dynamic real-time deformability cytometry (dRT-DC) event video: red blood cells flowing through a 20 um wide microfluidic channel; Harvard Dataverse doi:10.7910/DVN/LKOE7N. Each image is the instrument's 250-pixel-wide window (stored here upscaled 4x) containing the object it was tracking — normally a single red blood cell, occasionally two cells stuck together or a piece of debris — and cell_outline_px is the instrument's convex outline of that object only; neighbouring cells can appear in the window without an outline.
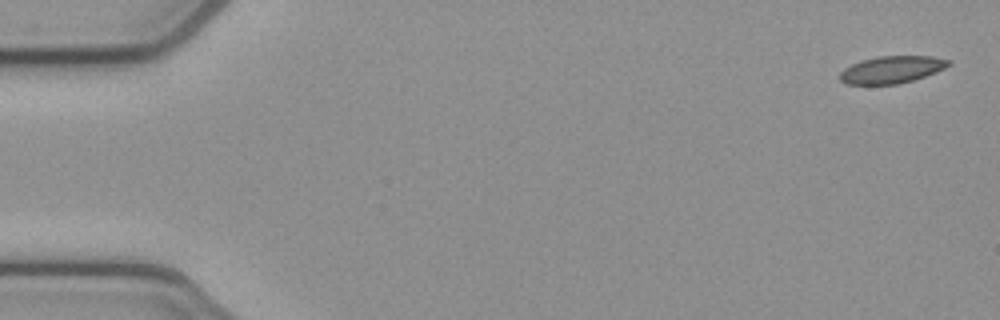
{"species": "common noctule bat (a hibernating species)", "species_latin": "Nyctalus noctula", "temperature_condition": "cold", "stored_images_in_passage": 5, "camera_frame_rate_fps": 3000, "um_per_image_px": 0.085, "animal": {"sex": "female", "body_mass_g": 21.9}, "frame": {"image": 1, "passage_image": 1, "time_ms": 0.0, "image_size_px": [1000, 320], "cell_outline_px": [[952, 64], [936, 72], [912, 80], [896, 84], [844, 84], [840, 80], [840, 72], [844, 68], [860, 60], [876, 56], [932, 56], [952, 60]], "centroid_in_image_um": [75.79, 5.9], "position_along_channel_um": 9.2, "area_um2": 17.28}}
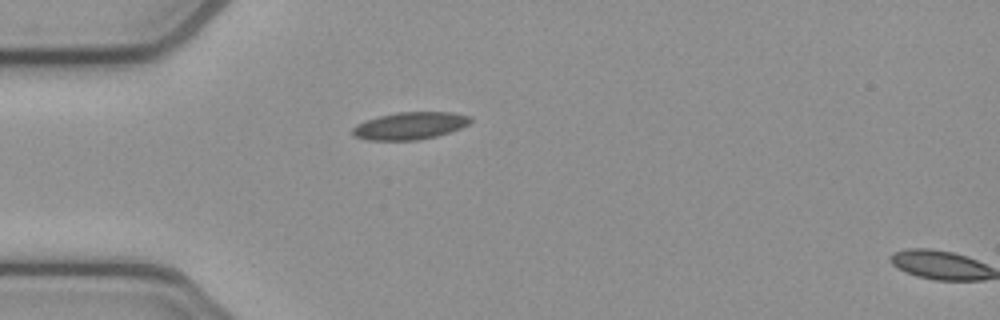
{"frame": {"image": 2, "passage_image": 4, "time_ms": 1.0, "image_size_px": [1000, 320], "cell_outline_px": [[472, 120], [468, 124], [460, 128], [436, 136], [416, 140], [368, 140], [352, 136], [352, 128], [356, 124], [380, 116], [396, 112], [452, 112], [472, 116]], "centroid_in_image_um": [34.84, 10.69], "position_along_channel_um": 50.2, "area_um2": 18.73}}